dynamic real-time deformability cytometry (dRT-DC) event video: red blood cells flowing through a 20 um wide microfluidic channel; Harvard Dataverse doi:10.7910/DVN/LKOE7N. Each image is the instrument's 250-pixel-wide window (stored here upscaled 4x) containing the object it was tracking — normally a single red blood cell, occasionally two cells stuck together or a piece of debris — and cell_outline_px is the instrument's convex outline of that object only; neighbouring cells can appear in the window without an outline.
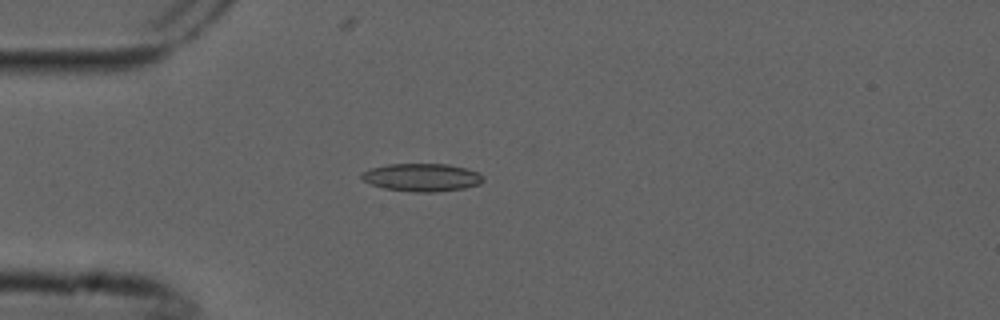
{"species": "common noctule bat (a hibernating species)", "species_latin": "Nyctalus noctula", "temperature_condition": "cold", "stored_images_in_passage": 6, "camera_frame_rate_fps": 3000, "um_per_image_px": 0.085, "animal": {"sex": "male", "forearm_length_mm": 52.5}, "frame": {"image": 1, "passage_image": 5, "time_ms": 1.333, "image_size_px": [1000, 320], "cell_outline_px": [[484, 180], [480, 184], [464, 188], [436, 192], [412, 192], [384, 188], [372, 184], [364, 180], [360, 176], [360, 172], [372, 168], [388, 164], [448, 164], [464, 168], [476, 172], [484, 176]], "centroid_in_image_um": [35.86, 15.08], "position_along_channel_um": 49.1, "area_um2": 19.71}}